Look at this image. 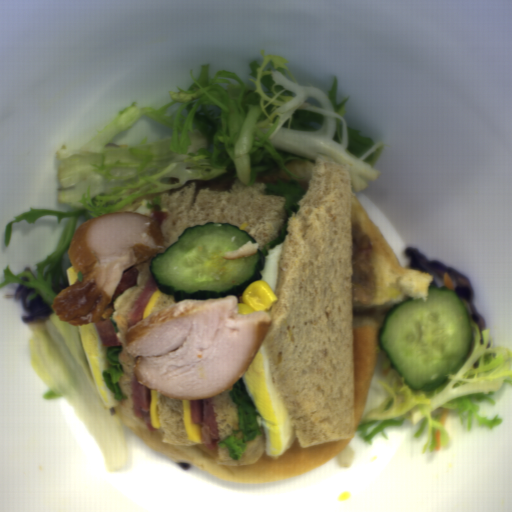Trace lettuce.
I'll return each mask as SVG.
<instances>
[{"label": "lettuce", "instance_id": "obj_1", "mask_svg": "<svg viewBox=\"0 0 512 512\" xmlns=\"http://www.w3.org/2000/svg\"><path fill=\"white\" fill-rule=\"evenodd\" d=\"M229 395L236 407L238 425L229 437L216 444L218 447L225 448L229 458L241 461L249 442H253L258 436L263 435L265 429L242 378L231 387Z\"/></svg>", "mask_w": 512, "mask_h": 512}, {"label": "lettuce", "instance_id": "obj_2", "mask_svg": "<svg viewBox=\"0 0 512 512\" xmlns=\"http://www.w3.org/2000/svg\"><path fill=\"white\" fill-rule=\"evenodd\" d=\"M124 347L112 346L107 348L105 354L108 361L107 369L102 372V380L107 389L112 393V399L121 400L128 399L124 395L119 386L120 380L122 379L125 368L119 366L118 355L122 352Z\"/></svg>", "mask_w": 512, "mask_h": 512}, {"label": "lettuce", "instance_id": "obj_3", "mask_svg": "<svg viewBox=\"0 0 512 512\" xmlns=\"http://www.w3.org/2000/svg\"><path fill=\"white\" fill-rule=\"evenodd\" d=\"M152 219L157 220L161 225L169 218L170 212L161 210V205L155 204L153 207Z\"/></svg>", "mask_w": 512, "mask_h": 512}, {"label": "lettuce", "instance_id": "obj_4", "mask_svg": "<svg viewBox=\"0 0 512 512\" xmlns=\"http://www.w3.org/2000/svg\"><path fill=\"white\" fill-rule=\"evenodd\" d=\"M150 200H151V202L149 204H147L146 208L150 209L151 211H153V208L155 207V205H160L161 206V198H160V196L153 197Z\"/></svg>", "mask_w": 512, "mask_h": 512}, {"label": "lettuce", "instance_id": "obj_5", "mask_svg": "<svg viewBox=\"0 0 512 512\" xmlns=\"http://www.w3.org/2000/svg\"><path fill=\"white\" fill-rule=\"evenodd\" d=\"M108 320H109V322H110V324H111V326H112V328H113V330H114V332L116 334L118 332L117 322L113 318H110V317L108 318Z\"/></svg>", "mask_w": 512, "mask_h": 512}]
</instances>
